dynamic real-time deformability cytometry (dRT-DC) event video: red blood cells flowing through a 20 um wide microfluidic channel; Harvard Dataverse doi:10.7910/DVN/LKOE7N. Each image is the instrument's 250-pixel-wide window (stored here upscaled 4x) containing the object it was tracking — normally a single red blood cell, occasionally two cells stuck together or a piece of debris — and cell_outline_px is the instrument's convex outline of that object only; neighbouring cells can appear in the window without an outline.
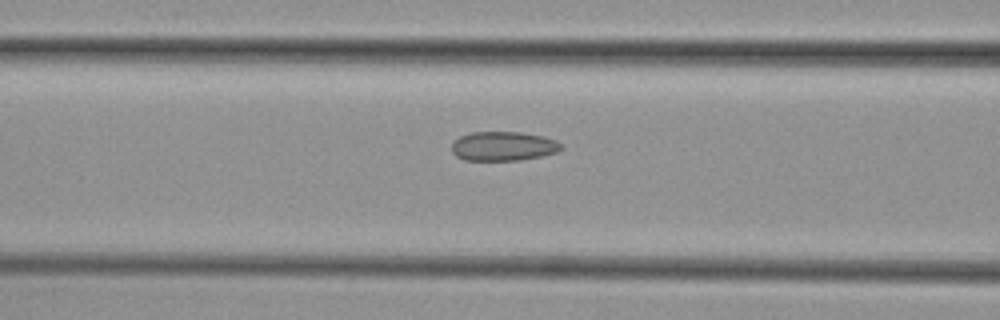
{"species": "common noctule bat (a hibernating species)", "species_latin": "Nyctalus noctula", "temperature_condition": "cold", "stored_images_in_passage": 30, "camera_frame_rate_fps": 3000, "um_per_image_px": 0.085, "animal": {"sex": "female", "body_mass_g": 29.2, "forearm_length_mm": 56.3}, "frame": {"image": 1, "passage_image": 12, "time_ms": 3.667, "image_size_px": [1000, 320], "cell_outline_px": [[564, 148], [556, 152], [540, 156], [516, 160], [464, 160], [456, 156], [452, 152], [452, 144], [460, 136], [472, 132], [520, 132], [544, 136], [556, 140]], "centroid_in_image_um": [42.78, 12.42], "position_along_channel_um": 123.8, "area_um2": 18.55}}
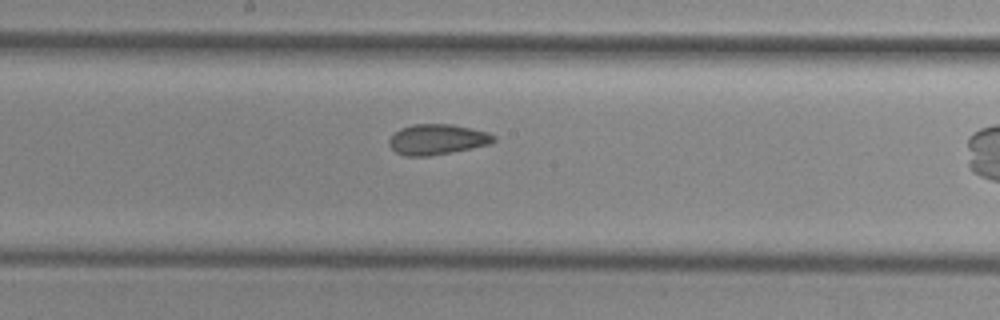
{"frame": {"image": 2, "passage_image": 19, "time_ms": 6.0, "image_size_px": [1000, 320], "cell_outline_px": [[496, 140], [488, 144], [472, 148], [428, 156], [404, 156], [396, 152], [388, 144], [388, 140], [400, 128], [412, 124], [452, 124], [488, 132], [496, 136]], "centroid_in_image_um": [37.15, 11.84], "position_along_channel_um": 211.1, "area_um2": 18.5}}
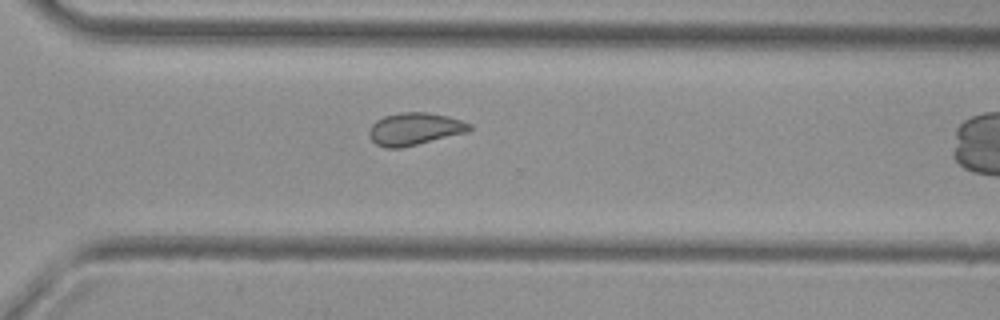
{"frame": {"image": 3, "passage_image": 29, "time_ms": 9.333, "image_size_px": [1000, 320], "cell_outline_px": [[472, 128], [468, 132], [400, 148], [384, 148], [376, 144], [368, 136], [368, 132], [372, 124], [376, 120], [384, 116], [400, 112], [428, 112], [448, 116], [472, 124]], "centroid_in_image_um": [35.23, 10.95], "position_along_channel_um": 335.4, "area_um2": 19.02}}